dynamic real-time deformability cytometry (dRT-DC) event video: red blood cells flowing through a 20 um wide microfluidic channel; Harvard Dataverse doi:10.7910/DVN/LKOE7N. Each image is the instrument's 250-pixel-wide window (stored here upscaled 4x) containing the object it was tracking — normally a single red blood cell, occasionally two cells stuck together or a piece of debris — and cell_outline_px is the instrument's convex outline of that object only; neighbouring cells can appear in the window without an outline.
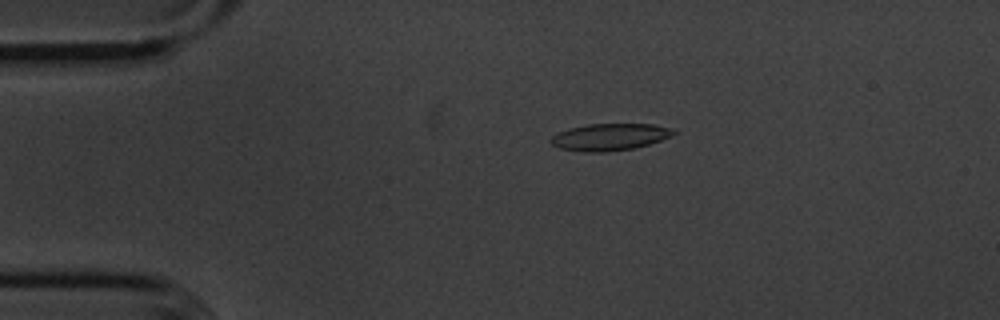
{"species": "common noctule bat (a hibernating species)", "species_latin": "Nyctalus noctula", "temperature_condition": "cold", "stored_images_in_passage": 53, "camera_frame_rate_fps": 3000, "um_per_image_px": 0.085, "animal": {"sex": "male", "body_mass_g": 20.1, "forearm_length_mm": 53.5}, "frame": {"image": 1, "passage_image": 11, "time_ms": 3.333, "image_size_px": [1000, 320], "cell_outline_px": [[676, 132], [660, 140], [648, 144], [632, 148], [604, 152], [584, 152], [560, 148], [552, 144], [552, 136], [568, 128], [588, 124], [652, 124], [672, 128]], "centroid_in_image_um": [51.81, 11.63], "position_along_channel_um": 33.2, "area_um2": 18.9}}
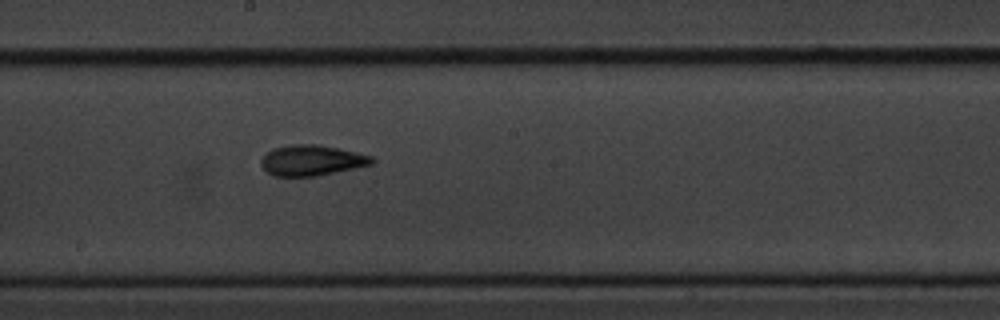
{"frame": {"image": 2, "passage_image": 30, "time_ms": 9.667, "image_size_px": [1000, 320], "cell_outline_px": [[376, 160], [372, 164], [316, 176], [272, 176], [260, 164], [260, 160], [272, 148], [292, 144], [316, 144], [340, 148], [372, 156]], "centroid_in_image_um": [26.49, 13.62], "position_along_channel_um": 221.7, "area_um2": 19.71}}
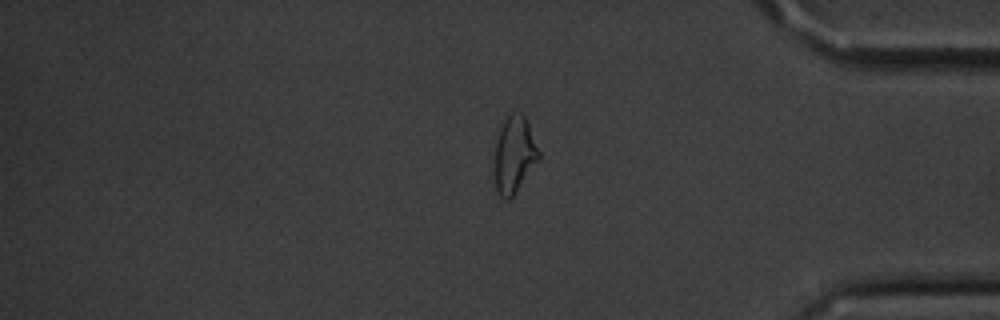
{"frame": {"image": 3, "passage_image": 46, "time_ms": 15.0, "image_size_px": [1000, 320], "cell_outline_px": [[540, 160], [516, 192], [508, 200], [504, 200], [496, 192], [496, 144], [500, 128], [504, 120], [512, 112], [520, 112], [524, 116], [528, 124], [540, 152]], "centroid_in_image_um": [43.74, 13.17], "position_along_channel_um": 391.5, "area_um2": 19.54}, "authors_computed_cell_mechanics": {"area_um2": 19.1318, "velocity_mm_per_s": 3.6129, "shape_relaxation_time_tau1_ms": 3.68, "shape_relaxation_time_tau2_ms": 2.5423, "deformation_change_tau1": 0.13, "deformation_change_tau2": 0.0928}}